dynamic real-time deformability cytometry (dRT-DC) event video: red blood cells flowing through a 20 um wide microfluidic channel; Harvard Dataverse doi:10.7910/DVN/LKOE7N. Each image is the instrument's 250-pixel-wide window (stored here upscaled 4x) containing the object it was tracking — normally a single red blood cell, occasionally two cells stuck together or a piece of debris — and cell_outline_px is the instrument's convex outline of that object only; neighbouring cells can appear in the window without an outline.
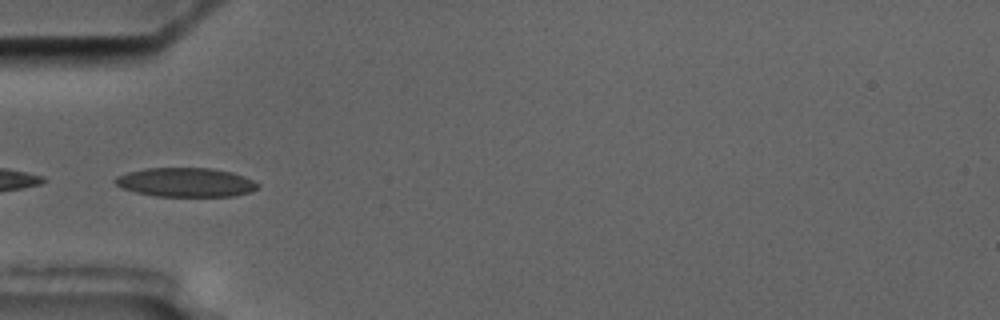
{"species": "common noctule bat (a hibernating species)", "species_latin": "Nyctalus noctula", "temperature_condition": "cold", "stored_images_in_passage": 5, "camera_frame_rate_fps": 3000, "um_per_image_px": 0.085, "animal": {"sex": "male", "body_mass_g": 17.5, "forearm_length_mm": 52.3}, "frame": {"image": 1, "passage_image": 5, "time_ms": 5.0, "image_size_px": [1000, 320], "cell_outline_px": [[260, 184], [252, 192], [232, 196], [156, 196], [136, 192], [120, 188], [112, 180], [116, 176], [128, 172], [144, 168], [212, 168], [232, 172], [244, 176]], "centroid_in_image_um": [15.77, 15.49], "position_along_channel_um": 69.2, "area_um2": 24.28}}